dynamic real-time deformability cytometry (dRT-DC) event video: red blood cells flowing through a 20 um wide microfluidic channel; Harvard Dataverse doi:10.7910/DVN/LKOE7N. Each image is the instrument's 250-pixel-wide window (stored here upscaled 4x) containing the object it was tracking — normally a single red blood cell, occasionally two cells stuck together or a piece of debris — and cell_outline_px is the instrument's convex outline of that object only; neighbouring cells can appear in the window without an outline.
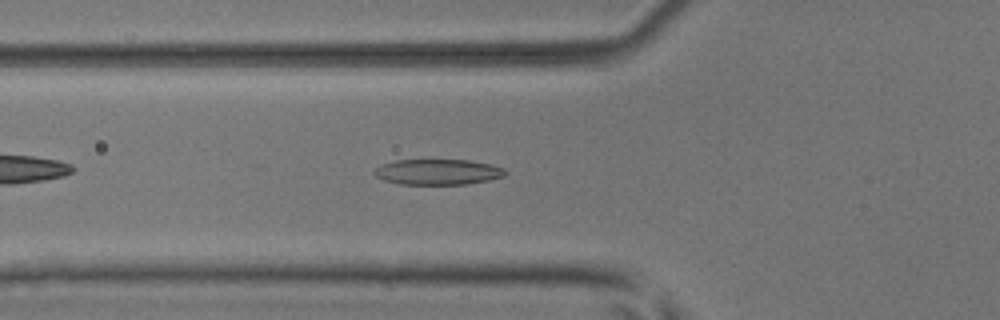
{"species": "common noctule bat (a hibernating species)", "species_latin": "Nyctalus noctula", "temperature_condition": "room temperature", "stored_images_in_passage": 35, "camera_frame_rate_fps": 3000, "um_per_image_px": 0.085, "animal": {"sex": "male", "body_mass_g": 17.9, "forearm_length_mm": 54.2}, "frame": {"image": 1, "passage_image": 4, "time_ms": 1.0, "image_size_px": [1000, 320], "cell_outline_px": [[508, 172], [504, 176], [488, 180], [464, 184], [400, 184], [384, 180], [376, 176], [376, 168], [380, 164], [396, 160], [468, 160], [488, 164], [504, 168]], "centroid_in_image_um": [37.22, 14.61], "position_along_channel_um": 88.6, "area_um2": 19.31}}
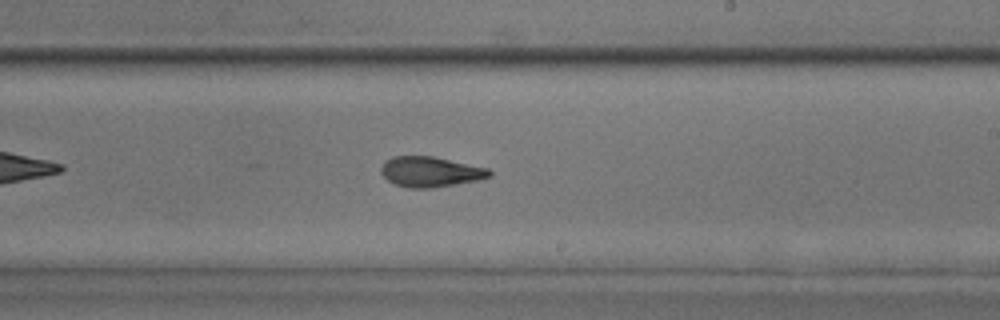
{"frame": {"image": 2, "passage_image": 16, "time_ms": 5.0, "image_size_px": [1000, 320], "cell_outline_px": [[492, 176], [476, 180], [428, 188], [408, 188], [396, 184], [388, 180], [380, 172], [380, 168], [384, 160], [392, 156], [432, 156], [488, 168], [492, 172]], "centroid_in_image_um": [36.54, 14.59], "position_along_channel_um": 252.5, "area_um2": 18.96}}
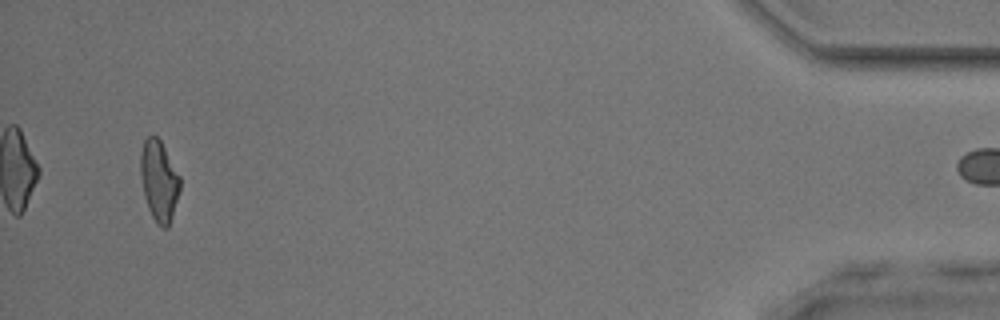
{"frame": {"image": 3, "passage_image": 34, "time_ms": 11.0, "image_size_px": [1000, 320], "cell_outline_px": [[180, 188], [172, 216], [168, 228], [164, 228], [156, 224], [148, 208], [144, 196], [140, 172], [140, 152], [144, 140], [152, 132], [160, 140], [180, 176]], "centroid_in_image_um": [13.5, 15.35], "position_along_channel_um": 421.7, "area_um2": 18.61}}